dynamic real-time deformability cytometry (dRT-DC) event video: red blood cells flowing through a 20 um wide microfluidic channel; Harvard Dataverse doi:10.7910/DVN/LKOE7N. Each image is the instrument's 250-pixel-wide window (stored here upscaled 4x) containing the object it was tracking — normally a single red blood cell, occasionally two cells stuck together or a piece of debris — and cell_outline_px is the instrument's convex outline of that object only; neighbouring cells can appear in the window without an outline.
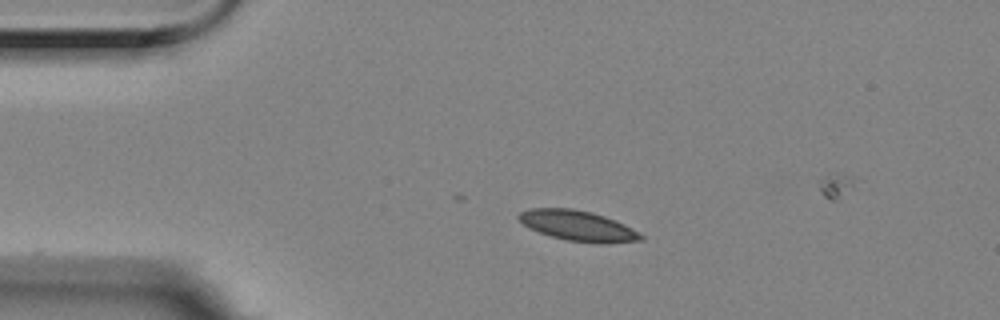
{"species": "Egyptian fruit bat (a non-hibernating species)", "species_latin": "Rousettus aegyptiacus", "temperature_condition": "room temperature", "stored_images_in_passage": 3, "camera_frame_rate_fps": 3000, "um_per_image_px": 0.085, "animal": {"sex": "female"}, "frame": {"image": 1, "passage_image": 1, "time_ms": 0.0, "image_size_px": [1000, 320], "cell_outline_px": [[644, 240], [608, 244], [600, 244], [568, 240], [552, 236], [540, 232], [524, 224], [516, 216], [520, 212], [532, 208], [572, 208], [592, 212], [616, 220], [640, 232], [644, 236]], "centroid_in_image_um": [49.2, 19.19], "position_along_channel_um": 35.8, "area_um2": 21.62}}